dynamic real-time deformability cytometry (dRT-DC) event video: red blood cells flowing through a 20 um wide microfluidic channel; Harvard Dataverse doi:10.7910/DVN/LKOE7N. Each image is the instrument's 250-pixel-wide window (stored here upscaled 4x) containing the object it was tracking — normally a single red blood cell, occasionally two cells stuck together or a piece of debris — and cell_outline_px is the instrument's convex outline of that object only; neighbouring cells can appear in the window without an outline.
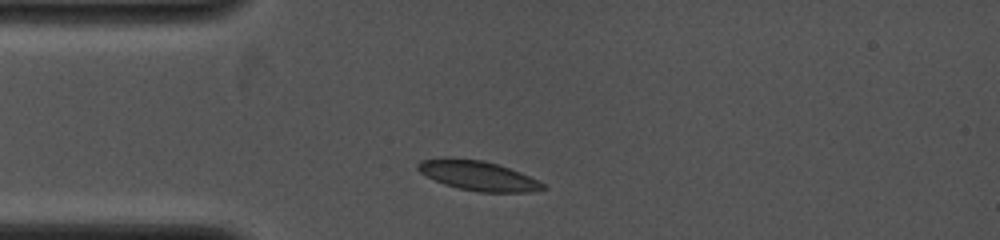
{"species": "common noctule bat (a hibernating species)", "species_latin": "Nyctalus noctula", "temperature_condition": "cold", "stored_images_in_passage": 30, "camera_frame_rate_fps": 4000, "um_per_image_px": 0.085, "animal": {"sex": "female", "body_mass_g": 19.0, "forearm_length_mm": 53.3}, "frame": {"image": 1, "passage_image": 1, "time_ms": 0.0, "image_size_px": [1000, 240], "cell_outline_px": [[548, 188], [532, 192], [480, 192], [460, 188], [444, 184], [420, 172], [416, 168], [416, 164], [420, 160], [444, 156], [448, 156], [484, 160], [520, 172], [540, 180]], "centroid_in_image_um": [40.62, 14.9], "position_along_channel_um": 44.4, "area_um2": 21.91}}
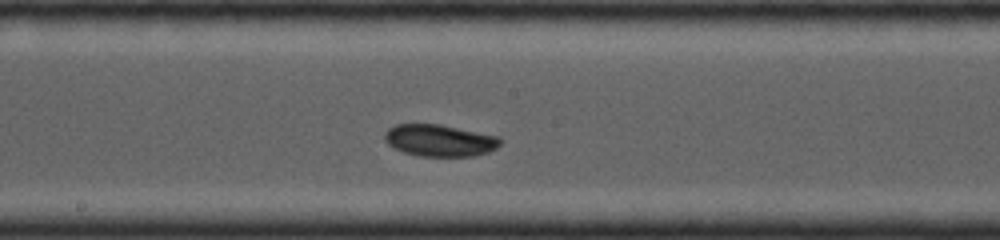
{"frame": {"image": 2, "passage_image": 13, "time_ms": 4.25, "image_size_px": [1000, 240], "cell_outline_px": [[504, 140], [496, 148], [488, 152], [472, 156], [420, 156], [404, 152], [388, 144], [384, 140], [384, 132], [388, 128], [396, 124], [440, 124], [500, 136]], "centroid_in_image_um": [37.39, 11.92], "position_along_channel_um": 210.8, "area_um2": 21.62}}
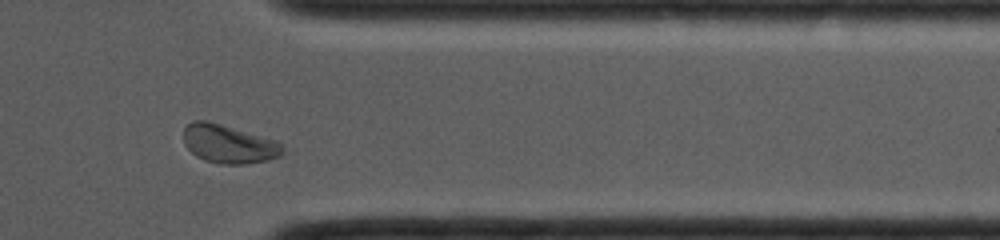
{"frame": {"image": 3, "passage_image": 26, "time_ms": 8.5, "image_size_px": [1000, 240], "cell_outline_px": [[284, 152], [280, 156], [268, 160], [248, 164], [220, 164], [204, 160], [196, 156], [184, 144], [184, 128], [192, 120], [208, 120], [276, 140], [284, 148]], "centroid_in_image_um": [19.44, 12.24], "position_along_channel_um": 392.0, "area_um2": 22.37}}